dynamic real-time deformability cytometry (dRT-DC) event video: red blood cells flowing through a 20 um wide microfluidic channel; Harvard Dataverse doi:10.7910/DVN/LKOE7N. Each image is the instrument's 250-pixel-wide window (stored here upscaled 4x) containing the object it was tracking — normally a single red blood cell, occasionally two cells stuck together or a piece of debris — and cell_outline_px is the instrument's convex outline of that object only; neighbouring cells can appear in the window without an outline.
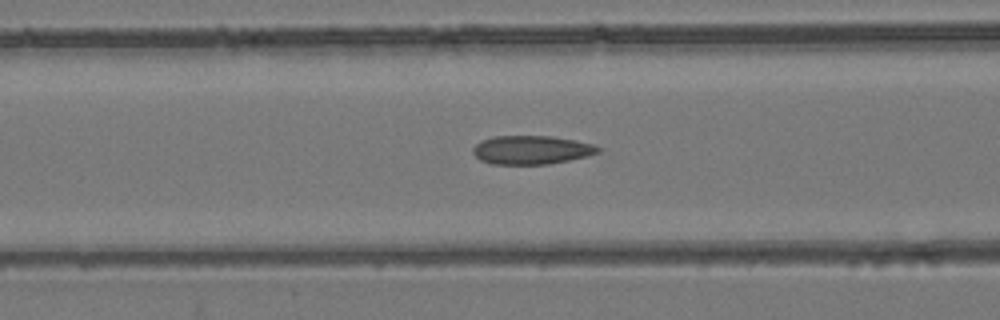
{"species": "common noctule bat (a hibernating species)", "species_latin": "Nyctalus noctula", "temperature_condition": "room temperature", "stored_images_in_passage": 33, "camera_frame_rate_fps": 3000, "um_per_image_px": 0.085, "animal": {"sex": "female", "body_mass_g": 24.6, "forearm_length_mm": 56.2}, "frame": {"image": 1, "passage_image": 11, "time_ms": 3.333, "image_size_px": [1000, 320], "cell_outline_px": [[600, 152], [588, 156], [548, 164], [492, 164], [480, 160], [472, 152], [472, 148], [480, 140], [492, 136], [552, 136], [576, 140], [596, 144], [600, 148]], "centroid_in_image_um": [45.18, 12.73], "position_along_channel_um": 121.4, "area_um2": 21.1}}
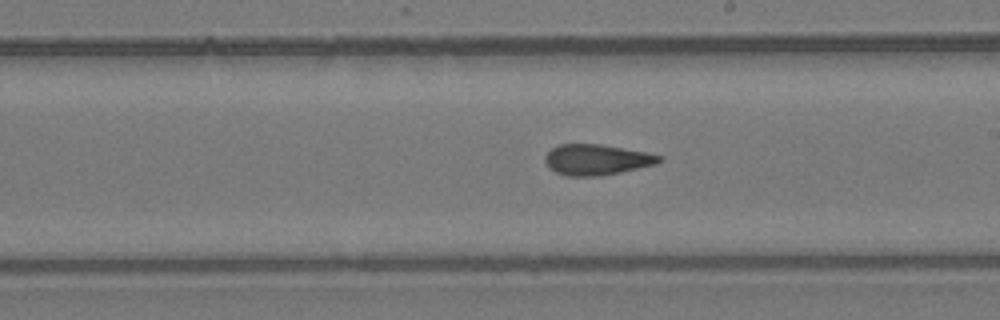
{"frame": {"image": 2, "passage_image": 20, "time_ms": 6.333, "image_size_px": [1000, 320], "cell_outline_px": [[664, 160], [656, 164], [620, 172], [600, 176], [568, 176], [556, 172], [548, 168], [544, 160], [544, 156], [552, 148], [560, 144], [600, 144], [648, 152], [664, 156]], "centroid_in_image_um": [50.73, 13.57], "position_along_channel_um": 238.3, "area_um2": 20.58}}
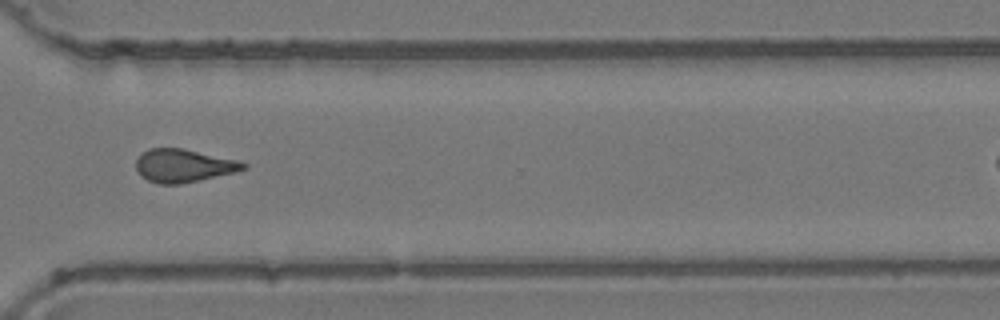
{"frame": {"image": 3, "passage_image": 29, "time_ms": 9.333, "image_size_px": [1000, 320], "cell_outline_px": [[248, 168], [232, 172], [180, 184], [160, 184], [148, 180], [140, 176], [136, 168], [136, 160], [148, 148], [180, 148], [236, 160], [248, 164]], "centroid_in_image_um": [15.55, 14.08], "position_along_channel_um": 355.0, "area_um2": 20.23}}